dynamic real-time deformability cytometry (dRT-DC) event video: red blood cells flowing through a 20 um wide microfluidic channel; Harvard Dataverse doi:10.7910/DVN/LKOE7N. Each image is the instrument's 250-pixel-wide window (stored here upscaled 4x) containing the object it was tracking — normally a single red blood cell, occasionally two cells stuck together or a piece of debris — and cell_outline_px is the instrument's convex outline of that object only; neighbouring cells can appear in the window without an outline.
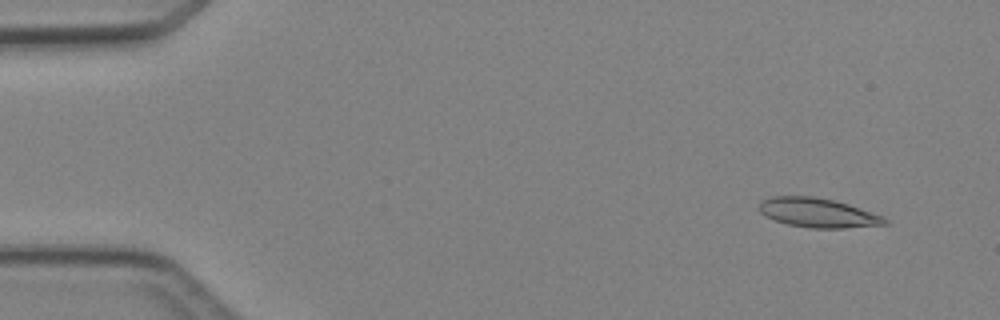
{"species": "Egyptian fruit bat (a non-hibernating species)", "species_latin": "Rousettus aegyptiacus", "temperature_condition": "cold", "stored_images_in_passage": 5, "camera_frame_rate_fps": 3000, "um_per_image_px": 0.085, "animal": {"sex": "female"}, "frame": {"image": 1, "passage_image": 1, "time_ms": 0.0, "image_size_px": [1000, 320], "cell_outline_px": [[892, 224], [844, 228], [812, 228], [788, 224], [764, 216], [756, 208], [760, 200], [772, 196], [812, 196], [832, 200], [848, 204], [884, 216]], "centroid_in_image_um": [69.51, 18.08], "position_along_channel_um": 15.5, "area_um2": 21.68}}
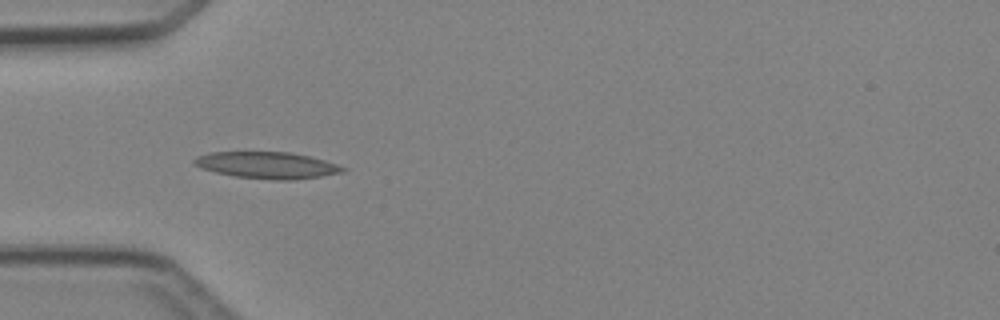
{"frame": {"image": 2, "passage_image": 4, "time_ms": 3.667, "image_size_px": [1000, 320], "cell_outline_px": [[348, 168], [344, 172], [320, 176], [292, 180], [272, 180], [236, 176], [216, 172], [200, 168], [192, 160], [196, 156], [208, 152], [292, 152], [324, 160]], "centroid_in_image_um": [22.7, 14.04], "position_along_channel_um": 62.3, "area_um2": 23.0}}
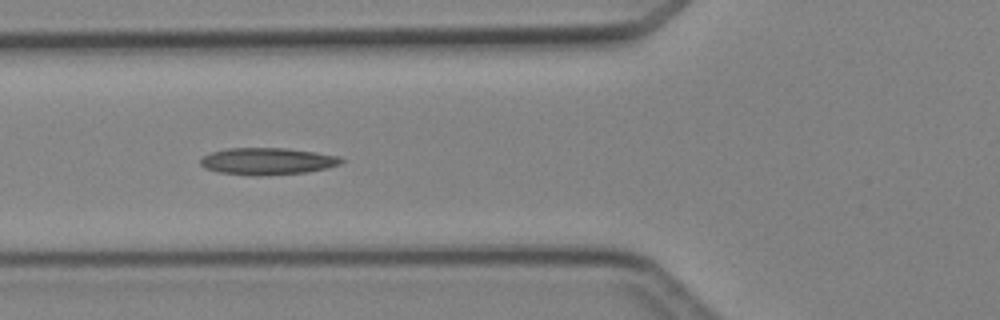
{"frame": {"image": 3, "passage_image": 5, "time_ms": 4.667, "image_size_px": [1000, 320], "cell_outline_px": [[344, 160], [340, 164], [308, 172], [260, 176], [220, 172], [204, 168], [200, 164], [200, 160], [204, 156], [212, 152], [228, 148], [288, 148], [340, 156]], "centroid_in_image_um": [22.73, 13.7], "position_along_channel_um": 103.1, "area_um2": 21.96}}